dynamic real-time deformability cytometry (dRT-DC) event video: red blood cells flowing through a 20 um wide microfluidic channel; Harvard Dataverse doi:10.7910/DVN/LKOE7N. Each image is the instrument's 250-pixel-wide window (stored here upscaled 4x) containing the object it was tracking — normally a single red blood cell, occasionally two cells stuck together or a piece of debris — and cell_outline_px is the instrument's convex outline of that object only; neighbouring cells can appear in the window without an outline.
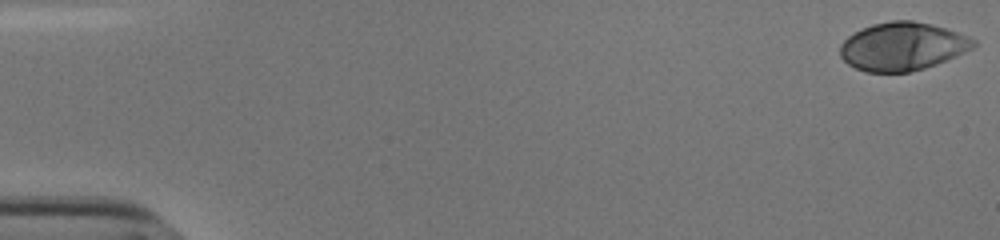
{"species": "human", "species_latin": "Homo sapiens", "temperature_condition": "cold", "stored_images_in_passage": 45, "camera_frame_rate_fps": 3000, "um_per_image_px": 0.085, "donor": {"sex": "male"}, "frame": {"image": 1, "passage_image": 1, "time_ms": 0.0, "image_size_px": [1000, 240], "cell_outline_px": [[976, 44], [972, 48], [956, 56], [936, 64], [924, 68], [908, 72], [864, 72], [848, 64], [840, 56], [840, 44], [848, 36], [872, 24], [892, 20], [912, 20], [932, 24], [968, 36], [976, 40]], "centroid_in_image_um": [76.7, 3.95], "position_along_channel_um": 8.3, "area_um2": 37.28}}
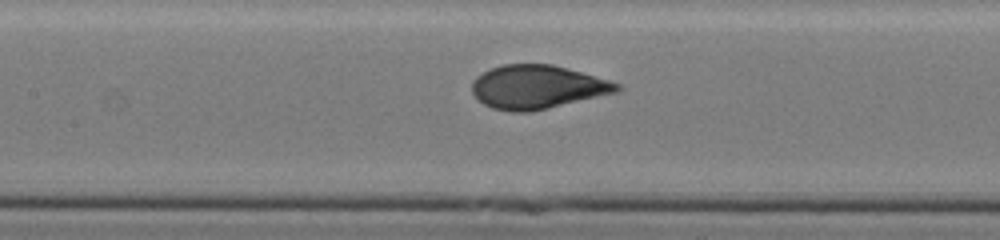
{"frame": {"image": 2, "passage_image": 26, "time_ms": 8.333, "image_size_px": [1000, 240], "cell_outline_px": [[624, 88], [616, 92], [528, 112], [512, 112], [492, 108], [484, 104], [472, 92], [472, 80], [476, 76], [492, 68], [504, 64], [552, 64], [608, 80], [620, 84]], "centroid_in_image_um": [45.64, 7.39], "position_along_channel_um": 161.8, "area_um2": 36.3}}
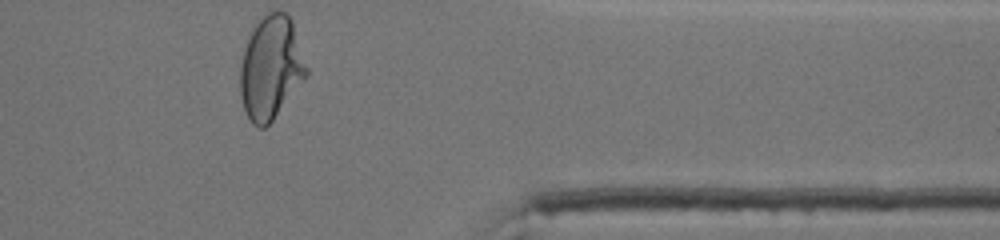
{"frame": {"image": 3, "passage_image": 45, "time_ms": 14.667, "image_size_px": [1000, 240], "cell_outline_px": [[308, 76], [272, 120], [264, 128], [260, 128], [252, 124], [244, 108], [240, 96], [240, 64], [244, 48], [256, 24], [268, 12], [284, 12], [292, 20], [308, 68]], "centroid_in_image_um": [23.03, 5.78], "position_along_channel_um": 388.4, "area_um2": 39.59}, "authors_computed_cell_mechanics": {"area_um2": 37.1076, "velocity_mm_per_s": 3.8007, "shape_relaxation_time_tau1_ms": 5.5322, "shape_relaxation_time_tau2_ms": null, "deformation_change_tau1": 0.228, "deformation_change_tau2": null}}